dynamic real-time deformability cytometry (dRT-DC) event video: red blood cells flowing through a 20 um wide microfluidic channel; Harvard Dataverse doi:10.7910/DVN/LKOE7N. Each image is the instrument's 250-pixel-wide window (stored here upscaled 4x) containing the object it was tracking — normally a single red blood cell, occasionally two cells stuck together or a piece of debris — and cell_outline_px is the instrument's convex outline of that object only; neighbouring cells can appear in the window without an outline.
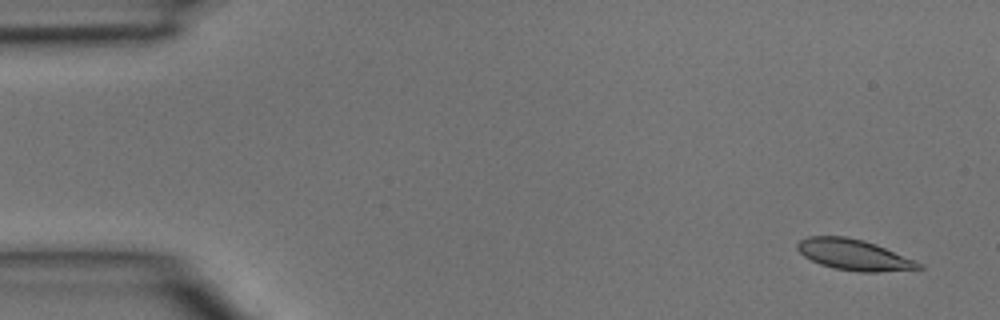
{"species": "common noctule bat (a hibernating species)", "species_latin": "Nyctalus noctula", "temperature_condition": "room temperature", "stored_images_in_passage": 4, "camera_frame_rate_fps": 3000, "um_per_image_px": 0.085, "animal": {"sex": "male", "body_mass_g": 15.6}, "frame": {"image": 1, "passage_image": 1, "time_ms": 0.0, "image_size_px": [1000, 320], "cell_outline_px": [[924, 268], [880, 272], [856, 272], [836, 268], [820, 264], [804, 256], [796, 248], [796, 244], [800, 240], [808, 236], [844, 236], [864, 240], [876, 244], [916, 260], [924, 264]], "centroid_in_image_um": [72.61, 21.65], "position_along_channel_um": 12.4, "area_um2": 21.91}}